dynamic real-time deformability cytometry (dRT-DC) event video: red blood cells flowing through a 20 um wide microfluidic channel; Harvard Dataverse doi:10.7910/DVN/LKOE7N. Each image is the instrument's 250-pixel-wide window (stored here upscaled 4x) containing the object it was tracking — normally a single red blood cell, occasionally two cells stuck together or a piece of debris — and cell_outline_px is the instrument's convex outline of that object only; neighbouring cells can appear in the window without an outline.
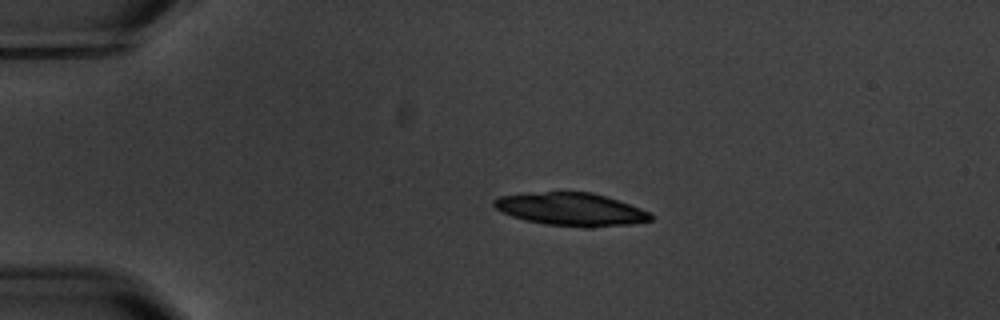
{"species": "common noctule bat (a hibernating species)", "species_latin": "Nyctalus noctula", "temperature_condition": "warm", "stored_images_in_passage": 2, "camera_frame_rate_fps": 3000, "um_per_image_px": 0.085, "animal": {"sex": "male", "body_mass_g": 20.1, "forearm_length_mm": 53.5}, "frame": {"image": 1, "passage_image": 1, "time_ms": 0.0, "image_size_px": [1000, 320], "cell_outline_px": [[652, 220], [632, 224], [592, 228], [584, 228], [544, 224], [524, 220], [512, 216], [496, 208], [492, 204], [492, 200], [500, 196], [524, 192], [592, 192], [640, 208], [648, 212], [652, 216]], "centroid_in_image_um": [48.5, 17.8], "position_along_channel_um": 36.5, "area_um2": 30.23}}